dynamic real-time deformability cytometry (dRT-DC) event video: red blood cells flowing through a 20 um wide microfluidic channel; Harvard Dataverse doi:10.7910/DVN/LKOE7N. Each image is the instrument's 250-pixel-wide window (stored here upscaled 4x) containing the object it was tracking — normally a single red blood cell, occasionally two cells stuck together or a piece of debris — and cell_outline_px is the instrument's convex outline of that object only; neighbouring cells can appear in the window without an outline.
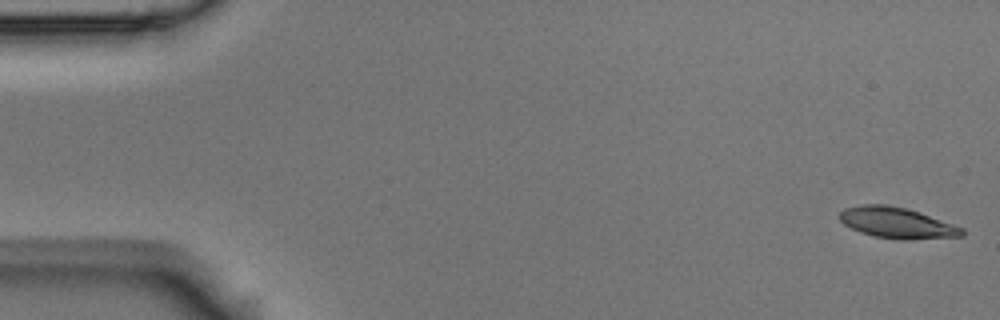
{"species": "Egyptian fruit bat (a non-hibernating species)", "species_latin": "Rousettus aegyptiacus", "temperature_condition": "room temperature", "stored_images_in_passage": 4, "camera_frame_rate_fps": 3000, "um_per_image_px": 0.085, "animal": {"sex": "male"}, "frame": {"image": 1, "passage_image": 1, "time_ms": 0.0, "image_size_px": [1000, 320], "cell_outline_px": [[964, 236], [908, 240], [872, 236], [860, 232], [844, 224], [840, 220], [840, 212], [844, 208], [860, 204], [884, 204], [904, 208], [964, 228]], "centroid_in_image_um": [76.21, 18.95], "position_along_channel_um": 8.8, "area_um2": 21.73}}
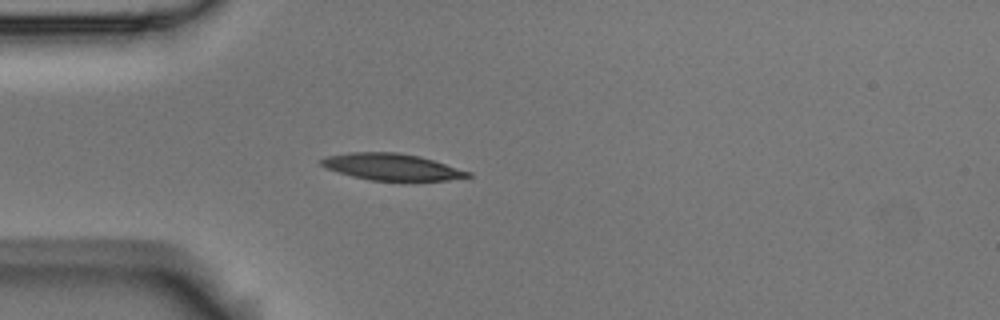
{"frame": {"image": 2, "passage_image": 4, "time_ms": 1.0, "image_size_px": [1000, 320], "cell_outline_px": [[472, 176], [448, 180], [368, 180], [352, 176], [328, 168], [320, 164], [320, 160], [324, 156], [348, 152], [396, 152], [420, 156], [472, 172]], "centroid_in_image_um": [33.29, 14.17], "position_along_channel_um": 51.7, "area_um2": 22.6}}